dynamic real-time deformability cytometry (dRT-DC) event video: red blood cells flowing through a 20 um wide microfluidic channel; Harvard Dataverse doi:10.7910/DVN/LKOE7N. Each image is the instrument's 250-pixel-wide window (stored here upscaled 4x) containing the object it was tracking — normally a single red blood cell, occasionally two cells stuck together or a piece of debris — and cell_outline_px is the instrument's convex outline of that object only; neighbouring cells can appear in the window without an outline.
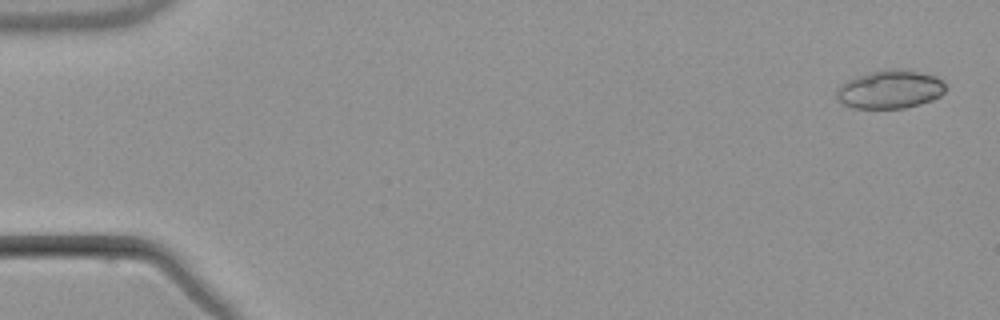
{"species": "common noctule bat (a hibernating species)", "species_latin": "Nyctalus noctula", "temperature_condition": "warm", "stored_images_in_passage": 4, "camera_frame_rate_fps": 3000, "um_per_image_px": 0.085, "animal": {"sex": "male", "body_mass_g": 21.5, "forearm_length_mm": 52.0}, "frame": {"image": 1, "passage_image": 1, "time_ms": 0.0, "image_size_px": [1000, 320], "cell_outline_px": [[948, 88], [940, 96], [932, 100], [920, 104], [904, 108], [852, 108], [840, 104], [836, 100], [836, 88], [840, 84], [856, 76], [888, 68], [908, 68], [936, 76], [944, 80]], "centroid_in_image_um": [75.66, 7.58], "position_along_channel_um": 9.3, "area_um2": 25.09}}
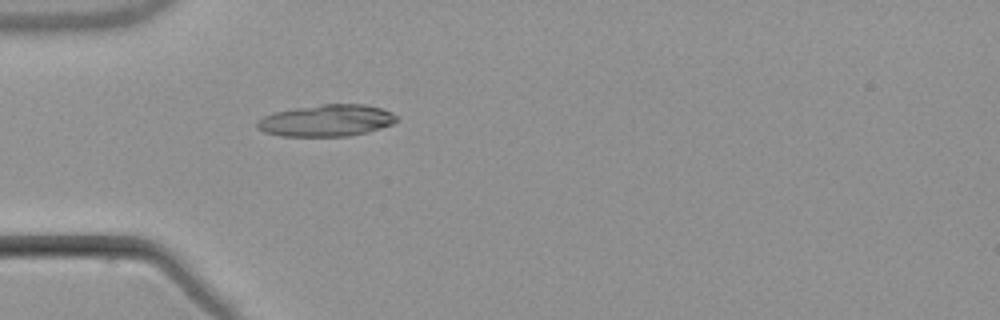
{"frame": {"image": 2, "passage_image": 4, "time_ms": 5.0, "image_size_px": [1000, 320], "cell_outline_px": [[400, 120], [392, 124], [368, 132], [348, 136], [280, 136], [264, 132], [256, 128], [256, 120], [264, 116], [276, 112], [296, 108], [320, 104], [364, 104], [380, 108], [392, 112]], "centroid_in_image_um": [27.75, 10.25], "position_along_channel_um": 57.3, "area_um2": 25.89}}